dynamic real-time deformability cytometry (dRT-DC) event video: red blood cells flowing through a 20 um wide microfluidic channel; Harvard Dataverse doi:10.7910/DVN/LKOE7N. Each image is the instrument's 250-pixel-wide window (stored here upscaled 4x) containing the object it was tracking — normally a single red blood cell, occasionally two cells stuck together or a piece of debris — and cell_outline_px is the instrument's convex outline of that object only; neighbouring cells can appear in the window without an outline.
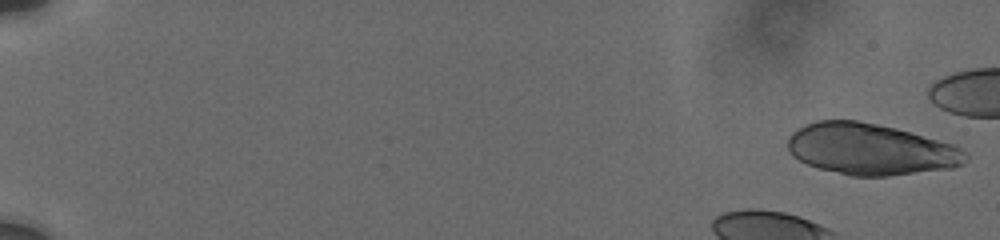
{"species": "human", "species_latin": "Homo sapiens", "temperature_condition": "cold", "stored_images_in_passage": 11, "camera_frame_rate_fps": 3000, "um_per_image_px": 0.085, "donor": {"sex": "male"}, "frame": {"image": 1, "passage_image": 1, "time_ms": 0.0, "image_size_px": [1000, 240], "cell_outline_px": [[968, 160], [964, 164], [952, 168], [888, 176], [852, 176], [820, 168], [808, 164], [792, 156], [788, 148], [788, 136], [792, 132], [816, 120], [856, 120], [896, 128], [956, 144], [968, 152]], "centroid_in_image_um": [74.06, 12.68], "position_along_channel_um": 10.9, "area_um2": 53.41}}